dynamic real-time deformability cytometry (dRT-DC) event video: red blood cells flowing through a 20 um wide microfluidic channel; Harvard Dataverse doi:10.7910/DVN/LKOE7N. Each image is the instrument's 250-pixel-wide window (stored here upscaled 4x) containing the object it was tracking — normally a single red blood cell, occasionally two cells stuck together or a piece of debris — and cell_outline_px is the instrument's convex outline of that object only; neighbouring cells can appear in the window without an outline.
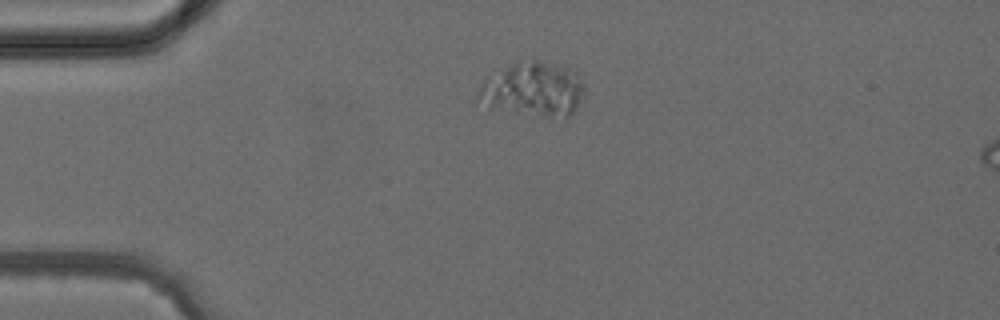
{"species": "common noctule bat (a hibernating species)", "species_latin": "Nyctalus noctula", "temperature_condition": "cold", "stored_images_in_passage": 3, "camera_frame_rate_fps": 3000, "um_per_image_px": 0.085, "animal": {"sex": "female", "body_mass_g": 24.6, "forearm_length_mm": 56.2}, "frame": {"image": 1, "passage_image": 1, "time_ms": 0.0, "image_size_px": [1000, 320], "cell_outline_px": [[584, 88], [576, 108], [572, 116], [564, 120], [492, 108], [472, 104], [480, 84], [484, 76], [516, 60], [536, 60], [576, 68]], "centroid_in_image_um": [45.23, 7.59], "position_along_channel_um": 39.8, "area_um2": 35.2}}